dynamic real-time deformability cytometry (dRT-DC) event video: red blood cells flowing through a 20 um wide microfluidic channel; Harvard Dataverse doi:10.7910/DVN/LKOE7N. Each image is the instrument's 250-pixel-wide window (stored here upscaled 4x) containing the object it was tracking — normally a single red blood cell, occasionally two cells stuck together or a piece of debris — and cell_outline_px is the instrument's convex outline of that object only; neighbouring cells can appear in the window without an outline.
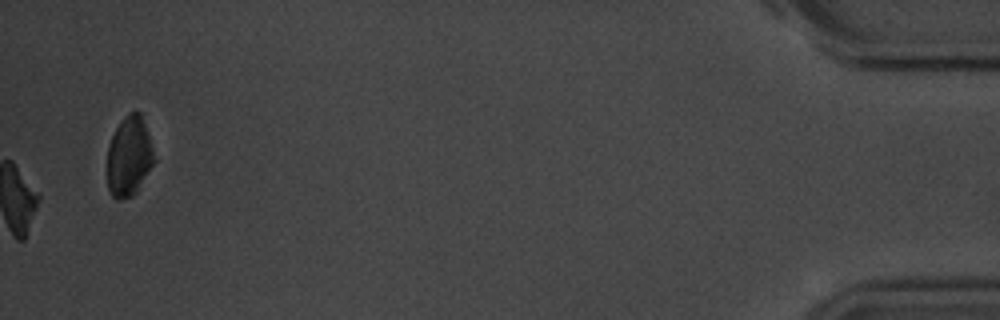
{"species": "common noctule bat (a hibernating species)", "species_latin": "Nyctalus noctula", "temperature_condition": "room temperature", "stored_images_in_passage": 42, "camera_frame_rate_fps": 3000, "um_per_image_px": 0.085, "animal": {"sex": "male", "body_mass_g": 20.1, "forearm_length_mm": 53.5}, "frame": {"image": 1, "passage_image": 42, "time_ms": 13.667, "image_size_px": [1000, 320], "cell_outline_px": [[156, 160], [136, 192], [132, 196], [120, 200], [116, 200], [112, 196], [108, 188], [108, 144], [120, 120], [128, 112], [140, 112]], "centroid_in_image_um": [10.96, 13.31], "position_along_channel_um": 424.2, "area_um2": 21.68}, "authors_computed_cell_mechanics": {"area_um2": 18.0914, "velocity_mm_per_s": 3.5883, "shape_relaxation_time_tau1_ms": 3.0476, "shape_relaxation_time_tau2_ms": 10.7639, "deformation_change_tau1": 0.119, "deformation_change_tau2": 0.2186}}